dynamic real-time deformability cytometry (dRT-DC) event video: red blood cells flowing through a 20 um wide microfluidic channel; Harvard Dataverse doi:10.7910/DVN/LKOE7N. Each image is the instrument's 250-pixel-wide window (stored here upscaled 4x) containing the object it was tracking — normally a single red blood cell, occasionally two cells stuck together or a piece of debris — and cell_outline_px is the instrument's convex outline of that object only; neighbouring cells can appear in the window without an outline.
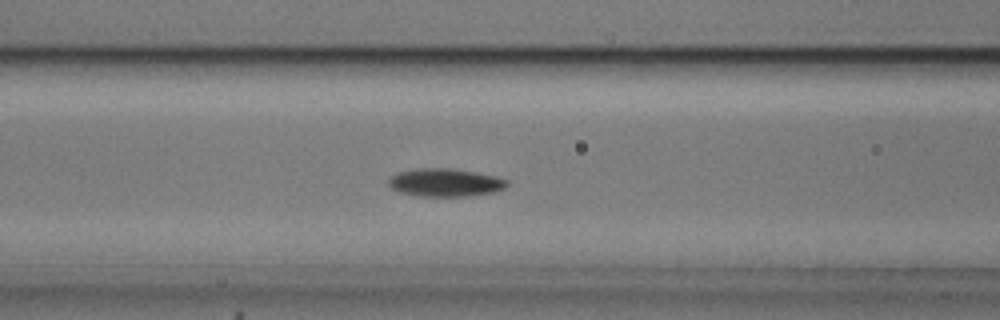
{"species": "common noctule bat (a hibernating species)", "species_latin": "Nyctalus noctula", "temperature_condition": "cold", "stored_images_in_passage": 46, "camera_frame_rate_fps": 3000, "um_per_image_px": 0.085, "animal": {"sex": "male", "body_mass_g": 20.5, "forearm_length_mm": 52.5}, "frame": {"image": 1, "passage_image": 14, "time_ms": 4.333, "image_size_px": [1000, 320], "cell_outline_px": [[508, 184], [504, 188], [496, 192], [468, 196], [420, 196], [400, 192], [392, 188], [388, 184], [388, 180], [392, 176], [400, 172], [416, 168], [452, 168], [496, 176], [508, 180]], "centroid_in_image_um": [37.87, 15.51], "position_along_channel_um": 128.7, "area_um2": 19.31}}
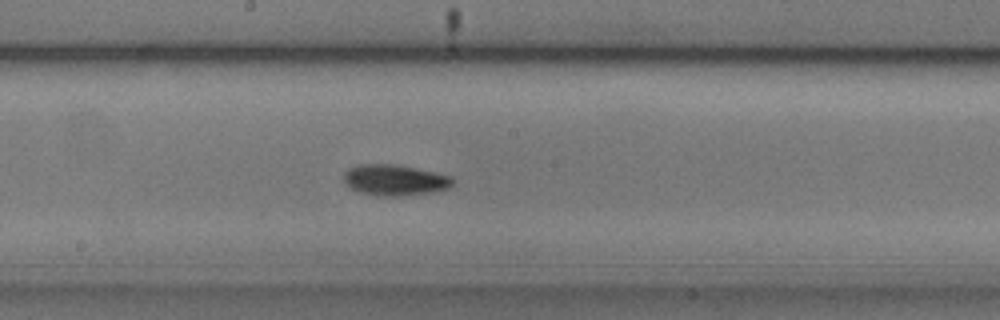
{"frame": {"image": 2, "passage_image": 21, "time_ms": 6.667, "image_size_px": [1000, 320], "cell_outline_px": [[456, 180], [448, 188], [436, 192], [400, 196], [380, 196], [360, 192], [348, 188], [344, 180], [344, 172], [348, 168], [360, 164], [392, 164], [436, 172], [452, 176]], "centroid_in_image_um": [33.57, 15.31], "position_along_channel_um": 214.6, "area_um2": 19.83}}
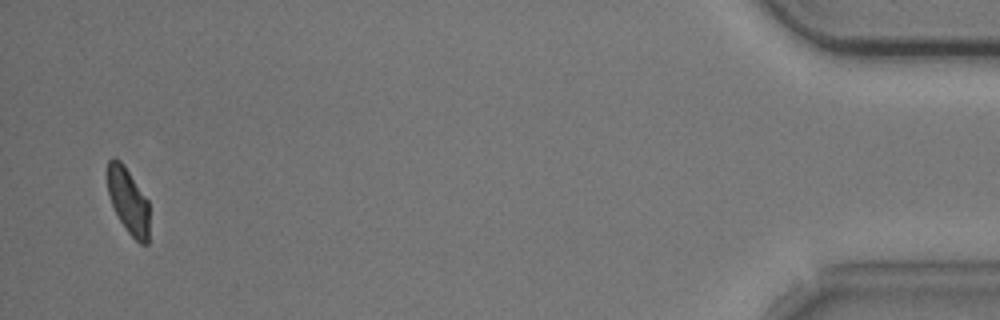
{"frame": {"image": 3, "passage_image": 45, "time_ms": 14.667, "image_size_px": [1000, 320], "cell_outline_px": [[148, 244], [140, 244], [128, 232], [120, 220], [112, 204], [108, 192], [108, 160], [112, 156], [116, 156], [124, 164], [148, 200]], "centroid_in_image_um": [10.9, 17.04], "position_along_channel_um": 424.3, "area_um2": 15.9}, "authors_computed_cell_mechanics": {"area_um2": 18.1203, "velocity_mm_per_s": 3.6777, "shape_relaxation_time_tau1_ms": 1.8951, "shape_relaxation_time_tau2_ms": null, "deformation_change_tau1": 0.1053, "deformation_change_tau2": null}}